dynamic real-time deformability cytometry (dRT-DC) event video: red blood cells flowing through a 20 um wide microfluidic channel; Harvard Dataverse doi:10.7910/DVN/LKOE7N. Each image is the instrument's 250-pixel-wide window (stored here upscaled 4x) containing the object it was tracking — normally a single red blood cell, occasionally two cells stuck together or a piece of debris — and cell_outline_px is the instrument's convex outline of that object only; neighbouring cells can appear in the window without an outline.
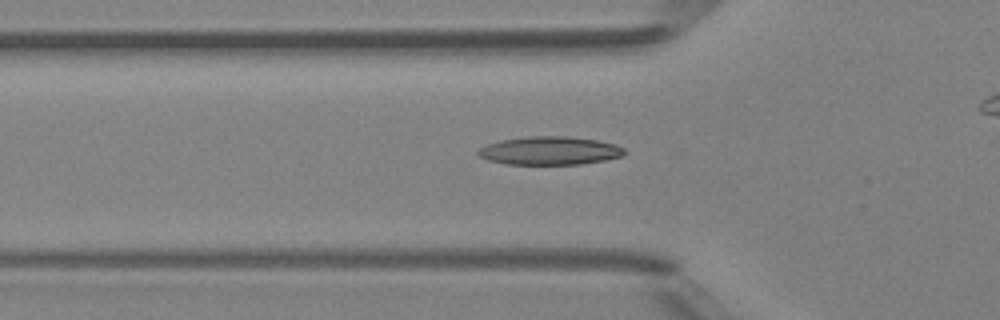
{"species": "Egyptian fruit bat (a non-hibernating species)", "species_latin": "Rousettus aegyptiacus", "temperature_condition": "room temperature", "stored_images_in_passage": 37, "camera_frame_rate_fps": 3000, "um_per_image_px": 0.085, "animal": {"sex": "female"}, "frame": {"image": 1, "passage_image": 11, "time_ms": 3.333, "image_size_px": [1000, 320], "cell_outline_px": [[628, 152], [624, 156], [604, 160], [580, 164], [508, 164], [488, 160], [480, 156], [476, 152], [480, 148], [488, 144], [500, 140], [528, 136], [568, 136], [596, 140], [616, 144], [624, 148]], "centroid_in_image_um": [46.77, 12.8], "position_along_channel_um": 79.0, "area_um2": 24.16}}
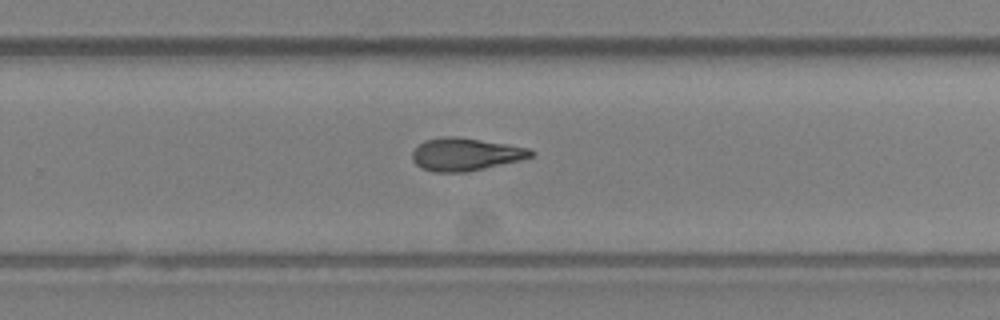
{"frame": {"image": 2, "passage_image": 26, "time_ms": 8.333, "image_size_px": [1000, 320], "cell_outline_px": [[532, 156], [520, 160], [464, 172], [436, 172], [420, 168], [412, 160], [412, 152], [424, 140], [444, 136], [456, 136], [528, 148], [532, 152]], "centroid_in_image_um": [39.49, 13.11], "position_along_channel_um": 290.3, "area_um2": 22.2}}
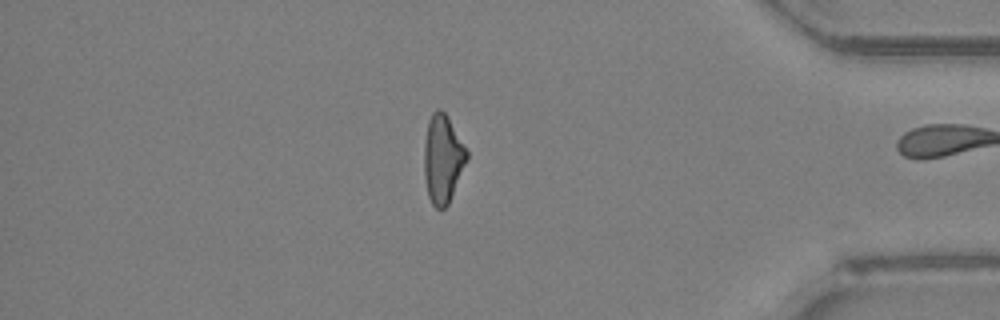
{"frame": {"image": 3, "passage_image": 36, "time_ms": 11.667, "image_size_px": [1000, 320], "cell_outline_px": [[468, 160], [448, 204], [444, 208], [436, 208], [432, 204], [428, 196], [424, 176], [424, 144], [428, 120], [432, 112], [436, 108], [440, 108], [448, 116], [468, 152]], "centroid_in_image_um": [37.63, 13.48], "position_along_channel_um": 397.6, "area_um2": 22.08}, "authors_computed_cell_mechanics": {"area_um2": 22.831, "velocity_mm_per_s": 4.2404, "shape_relaxation_time_tau1_ms": 3.8504, "shape_relaxation_time_tau2_ms": null, "deformation_change_tau1": 0.1261, "deformation_change_tau2": null}}